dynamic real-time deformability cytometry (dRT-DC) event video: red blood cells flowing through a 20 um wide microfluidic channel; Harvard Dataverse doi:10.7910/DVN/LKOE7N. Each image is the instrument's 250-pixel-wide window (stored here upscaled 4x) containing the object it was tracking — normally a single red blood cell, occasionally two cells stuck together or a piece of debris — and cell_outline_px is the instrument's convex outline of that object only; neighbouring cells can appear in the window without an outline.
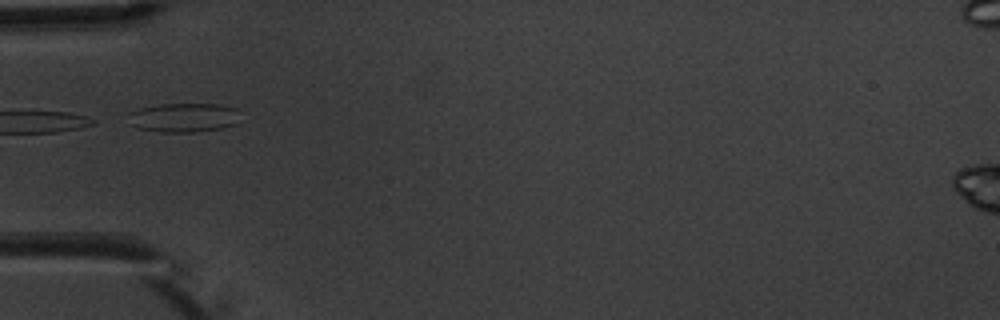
{"species": "common noctule bat (a hibernating species)", "species_latin": "Nyctalus noctula", "temperature_condition": "warm", "stored_images_in_passage": 8, "camera_frame_rate_fps": 3000, "um_per_image_px": 0.085, "animal": {"sex": "male", "body_mass_g": 20.1, "forearm_length_mm": 53.5}, "frame": {"image": 1, "passage_image": 5, "time_ms": 4.667, "image_size_px": [1000, 320], "cell_outline_px": [[236, 124], [220, 128], [196, 132], [160, 132], [136, 128], [128, 124], [128, 112], [140, 108], [160, 104], [216, 104], [236, 108]], "centroid_in_image_um": [15.51, 10.0], "position_along_channel_um": 69.5, "area_um2": 19.02}}
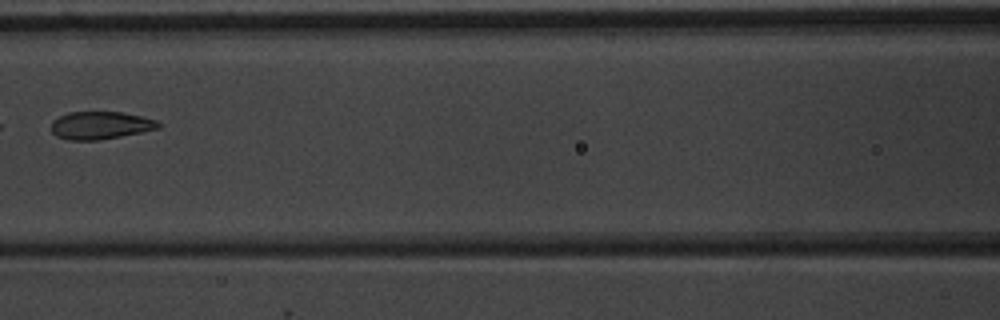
{"frame": {"image": 2, "passage_image": 7, "time_ms": 7.0, "image_size_px": [1000, 320], "cell_outline_px": [[160, 128], [100, 140], [68, 140], [56, 136], [52, 132], [52, 120], [68, 112], [124, 112], [156, 120], [160, 124]], "centroid_in_image_um": [8.51, 10.65], "position_along_channel_um": 158.1, "area_um2": 17.22}}
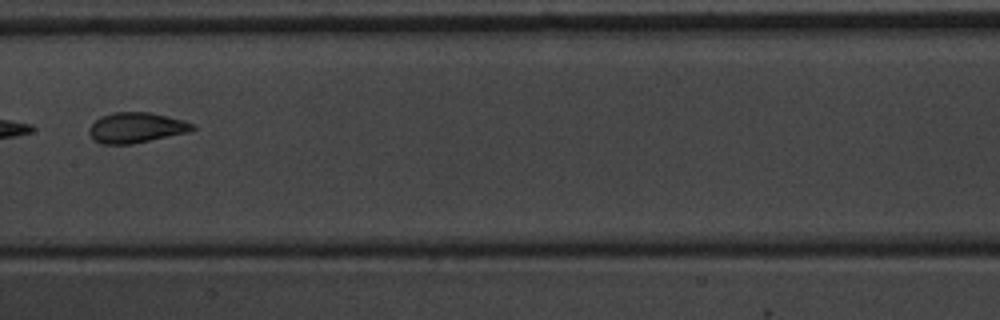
{"frame": {"image": 3, "passage_image": 8, "time_ms": 8.0, "image_size_px": [1000, 320], "cell_outline_px": [[196, 128], [188, 132], [132, 144], [100, 144], [92, 140], [88, 132], [88, 128], [100, 116], [112, 112], [148, 112], [168, 116], [184, 120], [196, 124]], "centroid_in_image_um": [11.56, 10.85], "position_along_channel_um": 195.8, "area_um2": 18.5}}